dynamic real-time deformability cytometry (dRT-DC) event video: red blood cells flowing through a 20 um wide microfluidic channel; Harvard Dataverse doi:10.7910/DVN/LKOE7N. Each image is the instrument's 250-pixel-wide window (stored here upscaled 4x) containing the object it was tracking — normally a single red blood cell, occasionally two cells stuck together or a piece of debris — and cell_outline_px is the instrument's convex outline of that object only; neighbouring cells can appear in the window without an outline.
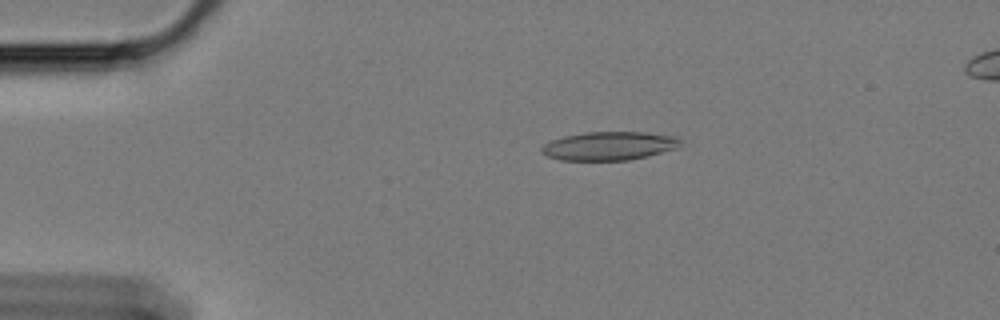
{"species": "Egyptian fruit bat (a non-hibernating species)", "species_latin": "Rousettus aegyptiacus", "temperature_condition": "cold", "stored_images_in_passage": 50, "camera_frame_rate_fps": 3000, "um_per_image_px": 0.085, "animal": {"sex": "female"}, "frame": {"image": 1, "passage_image": 3, "time_ms": 0.667, "image_size_px": [1000, 320], "cell_outline_px": [[680, 144], [676, 148], [648, 156], [628, 160], [560, 160], [548, 156], [540, 152], [540, 148], [544, 144], [552, 140], [564, 136], [584, 132], [644, 132], [676, 136], [680, 140]], "centroid_in_image_um": [51.75, 12.4], "position_along_channel_um": 33.2, "area_um2": 23.06}}
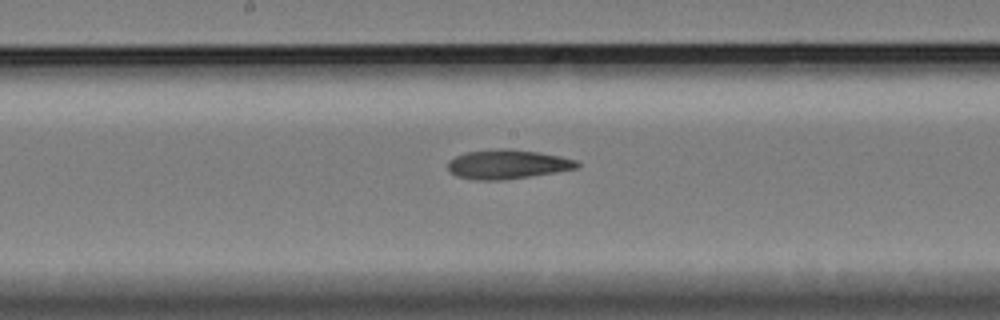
{"frame": {"image": 2, "passage_image": 22, "time_ms": 7.0, "image_size_px": [1000, 320], "cell_outline_px": [[580, 164], [576, 168], [556, 172], [504, 180], [472, 180], [456, 176], [448, 168], [448, 160], [464, 152], [500, 148], [508, 148], [536, 152], [560, 156], [576, 160]], "centroid_in_image_um": [43.09, 13.96], "position_along_channel_um": 205.1, "area_um2": 22.02}}
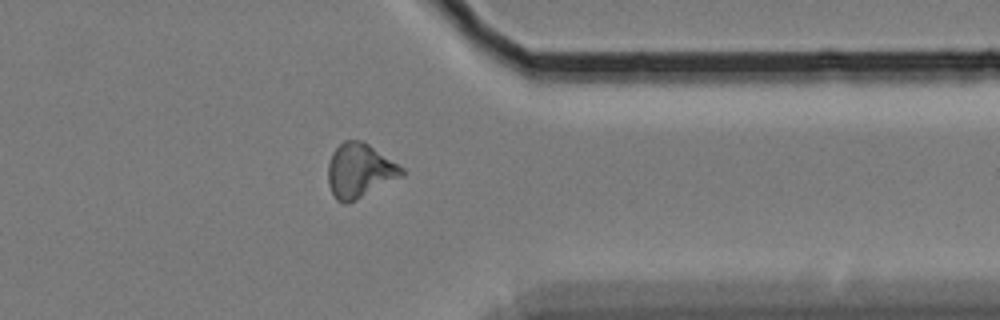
{"frame": {"image": 3, "passage_image": 38, "time_ms": 12.333, "image_size_px": [1000, 320], "cell_outline_px": [[404, 176], [348, 204], [344, 204], [336, 200], [328, 184], [328, 164], [332, 152], [344, 140], [360, 140], [368, 144], [404, 168]], "centroid_in_image_um": [30.57, 14.53], "position_along_channel_um": 380.8, "area_um2": 23.35}, "authors_computed_cell_mechanics": {"area_um2": 22.4264, "velocity_mm_per_s": 3.4121, "shape_relaxation_time_tau1_ms": null, "shape_relaxation_time_tau2_ms": 10.9455, "deformation_change_tau1": null, "deformation_change_tau2": 0.2073}}